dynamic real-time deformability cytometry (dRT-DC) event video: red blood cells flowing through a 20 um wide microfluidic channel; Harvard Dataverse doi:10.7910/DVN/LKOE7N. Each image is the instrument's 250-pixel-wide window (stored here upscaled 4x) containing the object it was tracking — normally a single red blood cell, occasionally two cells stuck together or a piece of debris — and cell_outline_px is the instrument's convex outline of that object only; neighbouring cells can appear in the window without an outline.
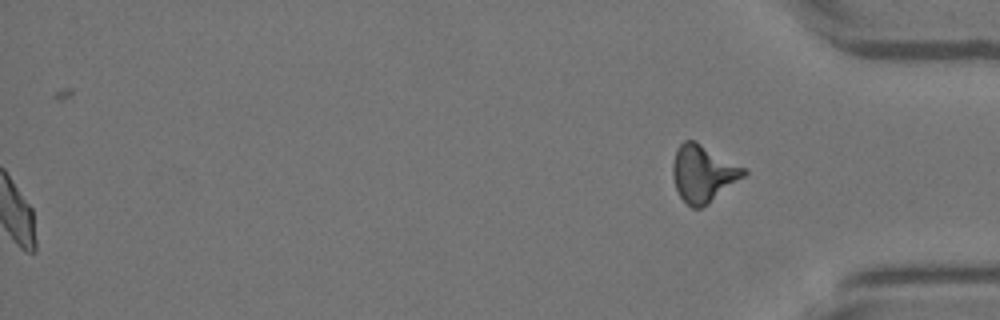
{"species": "Egyptian fruit bat (a non-hibernating species)", "species_latin": "Rousettus aegyptiacus", "temperature_condition": "warm", "stored_images_in_passage": 46, "segment_of_instrument_passage": [2, 2], "camera_frame_rate_fps": 3000, "um_per_image_px": 0.085, "animal": {"sex": "female"}, "frame": {"image": 1, "passage_image": 46, "time_ms": 15.0, "image_size_px": [1000, 320], "cell_outline_px": [[748, 172], [744, 176], [708, 204], [700, 208], [692, 208], [680, 196], [676, 188], [672, 176], [672, 164], [676, 148], [684, 140], [696, 140], [748, 168]], "centroid_in_image_um": [59.78, 14.71], "position_along_channel_um": 375.4, "area_um2": 23.87}}